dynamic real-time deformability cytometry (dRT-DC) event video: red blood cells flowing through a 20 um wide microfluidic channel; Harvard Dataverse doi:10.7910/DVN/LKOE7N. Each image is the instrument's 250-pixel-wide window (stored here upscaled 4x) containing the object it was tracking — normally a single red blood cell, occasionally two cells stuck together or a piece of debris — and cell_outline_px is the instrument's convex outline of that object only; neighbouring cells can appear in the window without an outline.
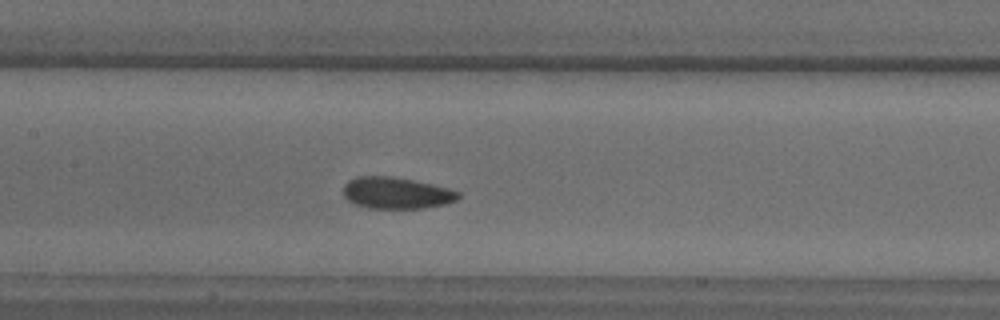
{"species": "common noctule bat (a hibernating species)", "species_latin": "Nyctalus noctula", "temperature_condition": "warm", "stored_images_in_passage": 19, "camera_frame_rate_fps": 3000, "um_per_image_px": 0.085, "animal": {"sex": "male", "body_mass_g": 18.8}, "frame": {"image": 1, "passage_image": 9, "time_ms": 2.667, "image_size_px": [1000, 320], "cell_outline_px": [[460, 196], [456, 200], [444, 204], [424, 208], [368, 208], [356, 204], [348, 200], [344, 196], [344, 184], [348, 180], [356, 176], [392, 176], [432, 184], [448, 188], [460, 192]], "centroid_in_image_um": [33.68, 16.39], "position_along_channel_um": 173.7, "area_um2": 21.1}}
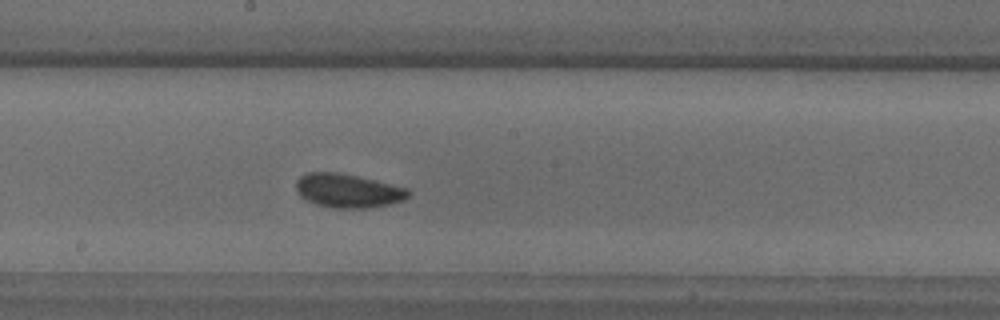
{"frame": {"image": 2, "passage_image": 11, "time_ms": 3.333, "image_size_px": [1000, 320], "cell_outline_px": [[412, 192], [404, 200], [388, 204], [364, 208], [332, 208], [316, 204], [300, 196], [296, 192], [296, 180], [300, 176], [308, 172], [336, 172], [356, 176], [408, 188]], "centroid_in_image_um": [29.55, 16.21], "position_along_channel_um": 218.6, "area_um2": 22.02}}